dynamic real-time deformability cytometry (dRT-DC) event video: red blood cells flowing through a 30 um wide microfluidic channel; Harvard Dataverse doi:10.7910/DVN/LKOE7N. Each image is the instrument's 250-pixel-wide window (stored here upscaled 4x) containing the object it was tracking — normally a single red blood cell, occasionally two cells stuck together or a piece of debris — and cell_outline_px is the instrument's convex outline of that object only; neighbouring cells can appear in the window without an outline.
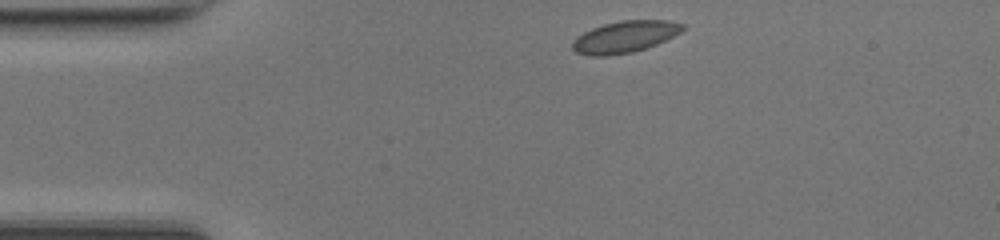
{"species": "common noctule bat (a hibernating species)", "species_latin": "Nyctalus noctula", "temperature_condition": "room temperature", "stored_images_in_passage": 40, "camera_frame_rate_fps": 3000, "um_per_image_px": 0.085, "animal": {"sex": "female", "body_mass_g": 17.0, "forearm_length_mm": 48.0}, "frame": {"image": 1, "passage_image": 1, "time_ms": 0.0, "image_size_px": [1000, 240], "cell_outline_px": [[684, 28], [680, 32], [656, 44], [632, 52], [608, 56], [592, 56], [576, 52], [572, 48], [572, 40], [576, 36], [592, 28], [604, 24], [620, 20], [668, 20], [684, 24]], "centroid_in_image_um": [53.07, 3.12], "position_along_channel_um": 31.9, "area_um2": 20.23}}
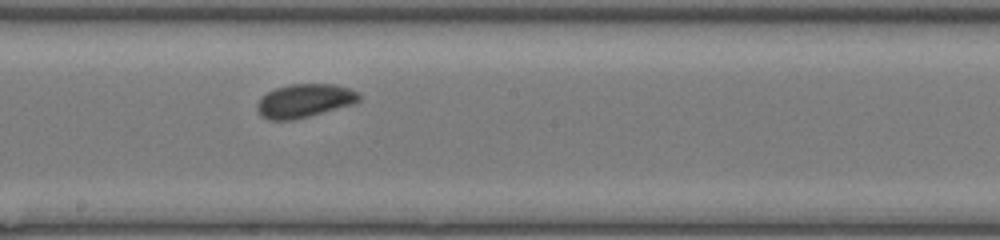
{"frame": {"image": 2, "passage_image": 18, "time_ms": 5.667, "image_size_px": [1000, 240], "cell_outline_px": [[360, 100], [352, 104], [308, 116], [292, 120], [268, 120], [260, 116], [256, 108], [256, 104], [268, 92], [276, 88], [288, 84], [336, 84], [348, 88], [356, 92], [360, 96]], "centroid_in_image_um": [25.84, 8.56], "position_along_channel_um": 222.4, "area_um2": 19.71}}
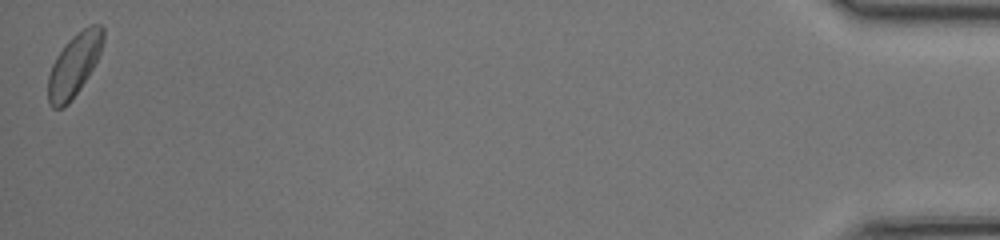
{"frame": {"image": 3, "passage_image": 40, "time_ms": 13.0, "image_size_px": [1000, 240], "cell_outline_px": [[104, 40], [100, 52], [92, 68], [80, 88], [68, 104], [64, 108], [52, 108], [48, 104], [48, 76], [52, 64], [56, 56], [64, 44], [72, 36], [84, 28], [92, 24], [100, 24], [104, 28]], "centroid_in_image_um": [6.28, 5.52], "position_along_channel_um": 428.9, "area_um2": 20.0}, "authors_computed_cell_mechanics": {"area_um2": 19.6231, "velocity_mm_per_s": 4.2195, "shape_relaxation_time_tau1_ms": 4.481, "shape_relaxation_time_tau2_ms": 2.1421, "deformation_change_tau1": 0.0915, "deformation_change_tau2": 0.0384}}